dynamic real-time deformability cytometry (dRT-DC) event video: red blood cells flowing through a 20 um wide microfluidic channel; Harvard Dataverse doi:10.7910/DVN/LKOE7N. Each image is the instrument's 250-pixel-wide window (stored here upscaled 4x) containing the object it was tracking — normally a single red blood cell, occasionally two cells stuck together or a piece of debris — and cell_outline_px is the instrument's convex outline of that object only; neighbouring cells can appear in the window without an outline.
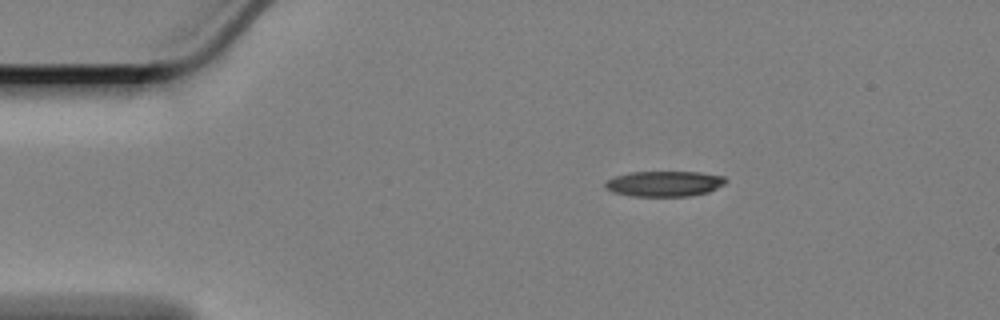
{"species": "Egyptian fruit bat (a non-hibernating species)", "species_latin": "Rousettus aegyptiacus", "temperature_condition": "cold", "stored_images_in_passage": 51, "camera_frame_rate_fps": 3000, "um_per_image_px": 0.085, "animal": {"sex": "female"}, "frame": {"image": 1, "passage_image": 1, "time_ms": 0.0, "image_size_px": [1000, 320], "cell_outline_px": [[728, 180], [724, 184], [708, 192], [688, 196], [632, 196], [612, 192], [604, 188], [604, 184], [608, 180], [616, 176], [628, 172], [700, 172], [724, 176]], "centroid_in_image_um": [56.46, 15.61], "position_along_channel_um": 28.5, "area_um2": 17.92}}
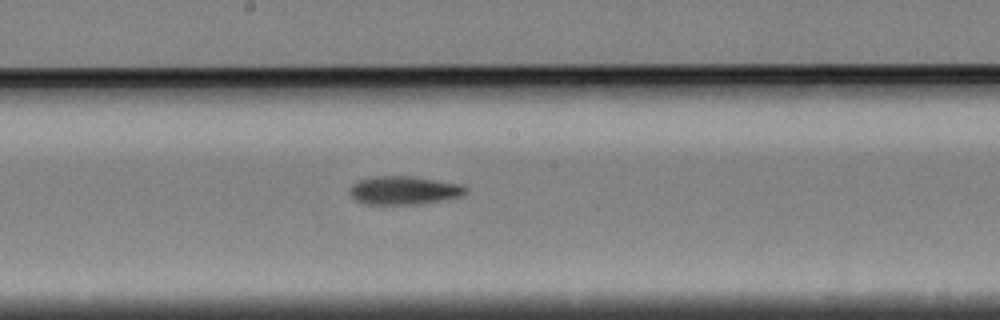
{"frame": {"image": 2, "passage_image": 22, "time_ms": 7.0, "image_size_px": [1000, 320], "cell_outline_px": [[468, 188], [464, 192], [456, 196], [416, 204], [360, 204], [348, 192], [348, 188], [352, 184], [360, 180], [376, 176], [408, 176], [460, 184]], "centroid_in_image_um": [34.2, 16.17], "position_along_channel_um": 214.0, "area_um2": 18.67}}
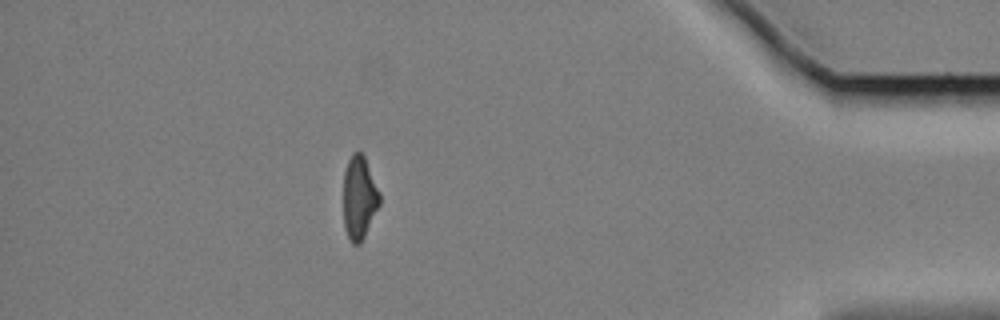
{"frame": {"image": 3, "passage_image": 43, "time_ms": 14.0, "image_size_px": [1000, 320], "cell_outline_px": [[380, 204], [360, 244], [352, 244], [344, 228], [344, 172], [348, 160], [352, 152], [360, 152], [364, 156], [380, 192]], "centroid_in_image_um": [30.53, 16.79], "position_along_channel_um": 404.7, "area_um2": 17.46}, "authors_computed_cell_mechanics": {"area_um2": 18.7272, "velocity_mm_per_s": 3.3837, "shape_relaxation_time_tau1_ms": 6.7625, "shape_relaxation_time_tau2_ms": 2.9444, "deformation_change_tau1": 0.1856, "deformation_change_tau2": 0.1065}}